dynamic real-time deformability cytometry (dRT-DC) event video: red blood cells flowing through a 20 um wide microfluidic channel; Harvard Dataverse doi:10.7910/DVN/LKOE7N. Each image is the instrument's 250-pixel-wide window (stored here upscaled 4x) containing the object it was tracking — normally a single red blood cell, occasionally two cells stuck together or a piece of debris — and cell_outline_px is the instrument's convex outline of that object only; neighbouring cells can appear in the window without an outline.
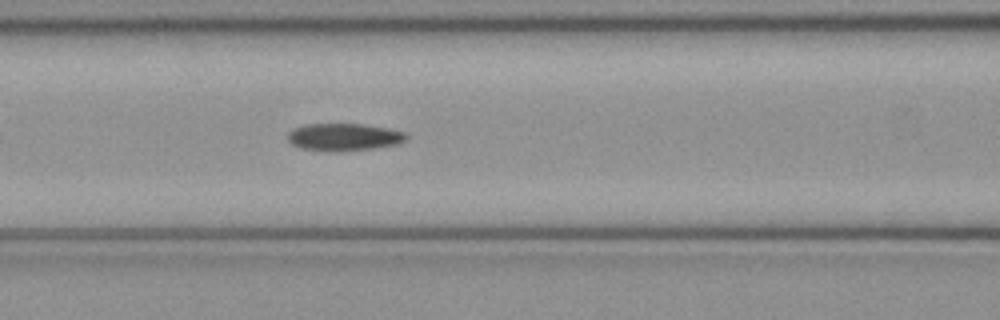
{"species": "common noctule bat (a hibernating species)", "species_latin": "Nyctalus noctula", "temperature_condition": "cold", "stored_images_in_passage": 36, "camera_frame_rate_fps": 3000, "um_per_image_px": 0.085, "animal": {"sex": "female", "body_mass_g": 21.9}, "frame": {"image": 1, "passage_image": 9, "time_ms": 2.667, "image_size_px": [1000, 320], "cell_outline_px": [[408, 136], [404, 140], [396, 144], [372, 148], [340, 152], [336, 152], [300, 148], [292, 144], [288, 140], [288, 132], [292, 128], [304, 124], [364, 124], [388, 128], [404, 132]], "centroid_in_image_um": [29.19, 11.64], "position_along_channel_um": 137.4, "area_um2": 18.96}}
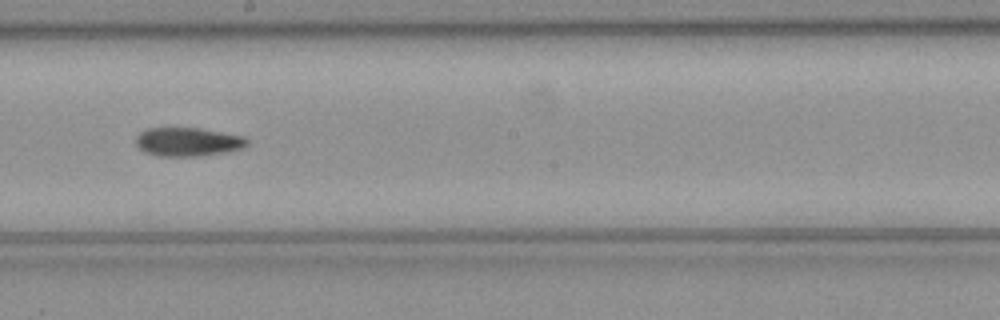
{"frame": {"image": 2, "passage_image": 16, "time_ms": 5.0, "image_size_px": [1000, 320], "cell_outline_px": [[248, 144], [244, 148], [224, 152], [200, 156], [156, 156], [144, 152], [136, 144], [136, 136], [140, 132], [148, 128], [200, 128], [244, 136], [248, 140]], "centroid_in_image_um": [15.97, 12.06], "position_along_channel_um": 232.2, "area_um2": 18.67}}
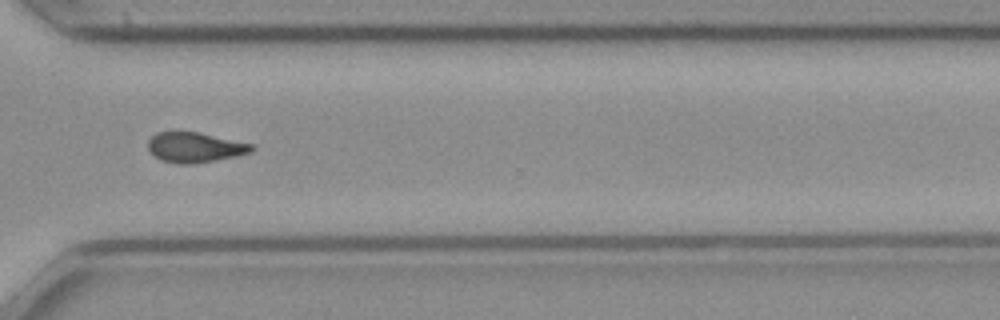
{"frame": {"image": 3, "passage_image": 25, "time_ms": 8.0, "image_size_px": [1000, 320], "cell_outline_px": [[256, 148], [252, 152], [236, 156], [196, 164], [176, 164], [160, 160], [152, 156], [148, 152], [148, 140], [156, 132], [200, 132], [252, 144]], "centroid_in_image_um": [16.54, 12.54], "position_along_channel_um": 354.1, "area_um2": 18.5}}